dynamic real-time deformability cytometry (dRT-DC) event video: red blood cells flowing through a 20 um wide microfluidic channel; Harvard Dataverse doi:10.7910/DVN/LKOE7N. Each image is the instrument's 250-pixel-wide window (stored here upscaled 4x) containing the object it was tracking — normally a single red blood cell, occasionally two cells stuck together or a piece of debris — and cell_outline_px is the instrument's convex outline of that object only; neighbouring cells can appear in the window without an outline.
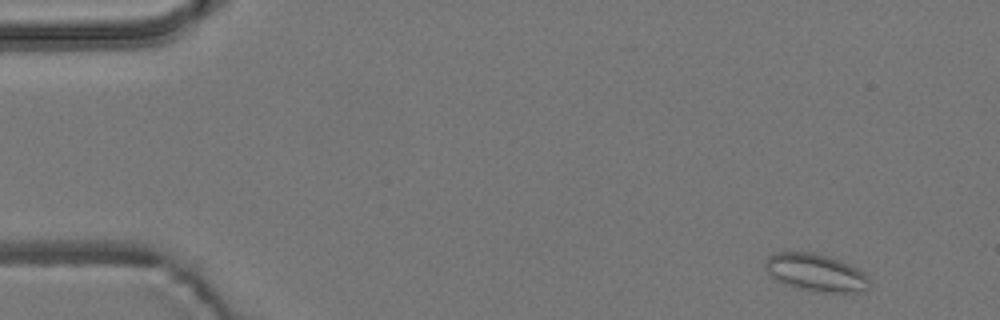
{"species": "common noctule bat (a hibernating species)", "species_latin": "Nyctalus noctula", "temperature_condition": "room temperature", "stored_images_in_passage": 4, "camera_frame_rate_fps": 3000, "um_per_image_px": 0.085, "animal": {"sex": "male", "body_mass_g": 19.2, "forearm_length_mm": 51.8}, "frame": {"image": 1, "passage_image": 1, "time_ms": 0.0, "image_size_px": [1000, 320], "cell_outline_px": [[872, 284], [868, 288], [856, 292], [824, 292], [800, 288], [784, 284], [776, 280], [764, 268], [764, 260], [768, 256], [776, 252], [812, 252], [828, 256], [840, 260], [864, 272], [868, 276]], "centroid_in_image_um": [69.34, 23.16], "position_along_channel_um": 15.7, "area_um2": 22.77}}